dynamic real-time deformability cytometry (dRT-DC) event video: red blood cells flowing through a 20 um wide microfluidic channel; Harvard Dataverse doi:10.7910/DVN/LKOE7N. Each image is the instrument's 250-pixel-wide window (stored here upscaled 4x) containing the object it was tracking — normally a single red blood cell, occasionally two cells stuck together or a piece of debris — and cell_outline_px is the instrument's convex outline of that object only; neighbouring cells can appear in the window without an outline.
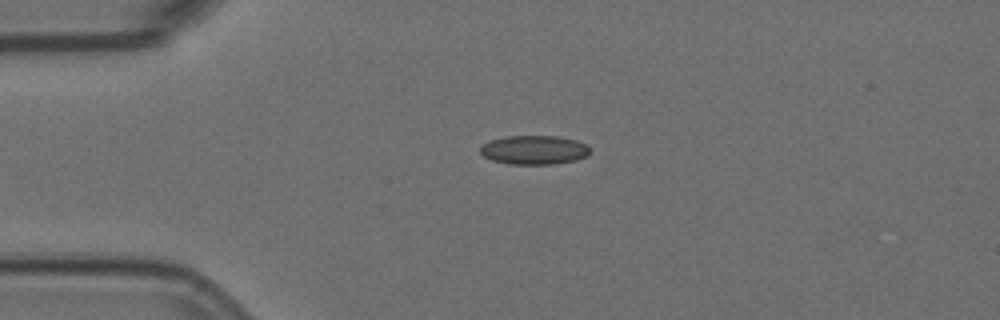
{"species": "Egyptian fruit bat (a non-hibernating species)", "species_latin": "Rousettus aegyptiacus", "temperature_condition": "room temperature", "stored_images_in_passage": 5, "camera_frame_rate_fps": 3000, "um_per_image_px": 0.085, "animal": {"sex": "female"}, "frame": {"image": 1, "passage_image": 4, "time_ms": 1.0, "image_size_px": [1000, 320], "cell_outline_px": [[588, 156], [576, 160], [552, 164], [508, 164], [492, 160], [484, 156], [480, 152], [480, 148], [484, 144], [492, 140], [504, 136], [556, 136], [576, 140], [584, 144], [588, 148]], "centroid_in_image_um": [45.39, 12.75], "position_along_channel_um": 39.6, "area_um2": 18.38}}